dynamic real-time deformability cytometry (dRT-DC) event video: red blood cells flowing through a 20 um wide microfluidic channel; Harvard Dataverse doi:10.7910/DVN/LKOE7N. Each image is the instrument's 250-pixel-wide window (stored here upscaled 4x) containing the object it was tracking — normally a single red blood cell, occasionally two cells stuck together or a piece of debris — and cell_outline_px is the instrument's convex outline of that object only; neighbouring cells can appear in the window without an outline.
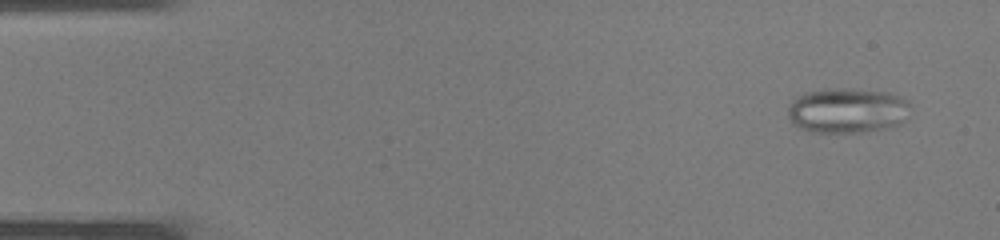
{"species": "common noctule bat (a hibernating species)", "species_latin": "Nyctalus noctula", "temperature_condition": "warm", "stored_images_in_passage": 37, "camera_frame_rate_fps": 3000, "um_per_image_px": 0.085, "animal": {"sex": "male", "body_mass_g": 19.0, "forearm_length_mm": 50.8}, "frame": {"image": 1, "passage_image": 3, "time_ms": 0.667, "image_size_px": [1000, 240], "cell_outline_px": [[912, 108], [908, 120], [900, 124], [884, 128], [860, 132], [812, 132], [800, 128], [792, 124], [788, 116], [788, 108], [792, 100], [796, 96], [808, 92], [824, 88], [852, 88], [888, 92], [900, 96], [908, 100], [912, 104]], "centroid_in_image_um": [72.07, 9.38], "position_along_channel_um": 12.9, "area_um2": 32.89}}
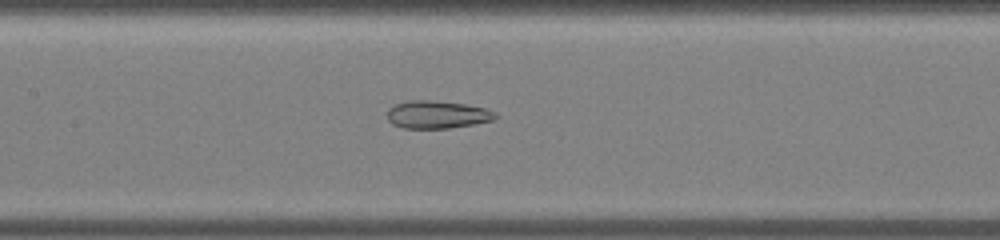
{"frame": {"image": 2, "passage_image": 18, "time_ms": 5.667, "image_size_px": [1000, 240], "cell_outline_px": [[500, 116], [492, 120], [472, 124], [448, 128], [404, 128], [392, 124], [388, 120], [388, 108], [392, 104], [408, 100], [428, 100], [464, 104], [484, 108], [496, 112]], "centroid_in_image_um": [37.12, 9.73], "position_along_channel_um": 170.3, "area_um2": 17.46}}
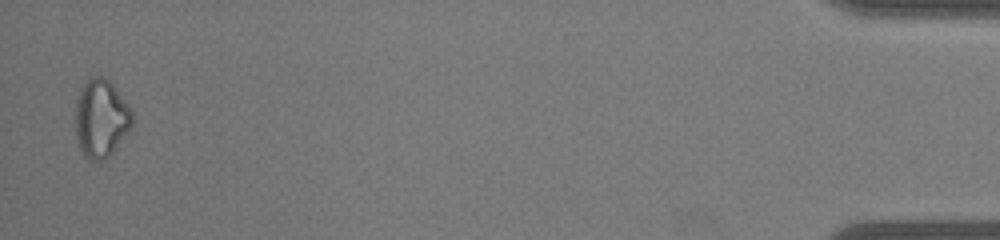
{"frame": {"image": 3, "passage_image": 37, "time_ms": 12.0, "image_size_px": [1000, 240], "cell_outline_px": [[132, 128], [112, 152], [104, 160], [88, 160], [80, 152], [76, 136], [76, 100], [80, 88], [92, 76], [104, 76], [112, 84], [128, 104], [132, 112]], "centroid_in_image_um": [8.58, 10.08], "position_along_channel_um": 426.6, "area_um2": 25.89}}